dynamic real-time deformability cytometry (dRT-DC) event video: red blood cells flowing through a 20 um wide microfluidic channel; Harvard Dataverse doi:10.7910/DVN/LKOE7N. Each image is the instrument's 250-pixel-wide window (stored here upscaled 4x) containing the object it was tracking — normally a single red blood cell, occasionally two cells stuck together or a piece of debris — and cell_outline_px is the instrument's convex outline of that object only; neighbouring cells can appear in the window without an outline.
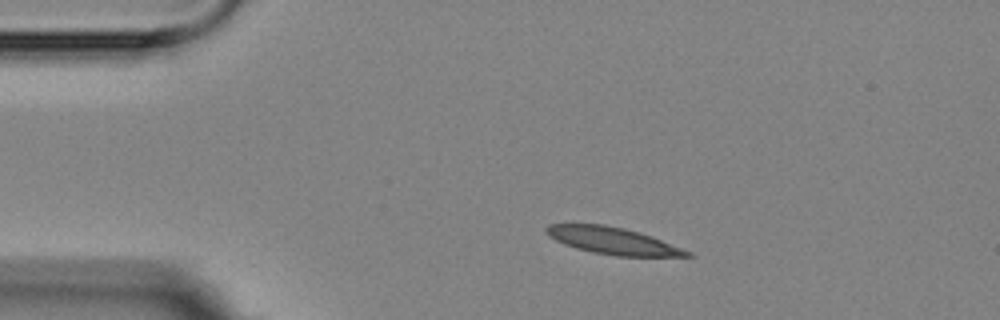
{"species": "Egyptian fruit bat (a non-hibernating species)", "species_latin": "Rousettus aegyptiacus", "temperature_condition": "room temperature", "stored_images_in_passage": 4, "camera_frame_rate_fps": 3000, "um_per_image_px": 0.085, "animal": {"sex": "female"}, "frame": {"image": 1, "passage_image": 2, "time_ms": 1.0, "image_size_px": [1000, 320], "cell_outline_px": [[696, 256], [616, 256], [592, 252], [576, 248], [564, 244], [548, 236], [544, 228], [548, 224], [604, 224], [624, 228], [640, 232], [652, 236], [692, 252]], "centroid_in_image_um": [52.09, 20.46], "position_along_channel_um": 32.9, "area_um2": 22.14}}
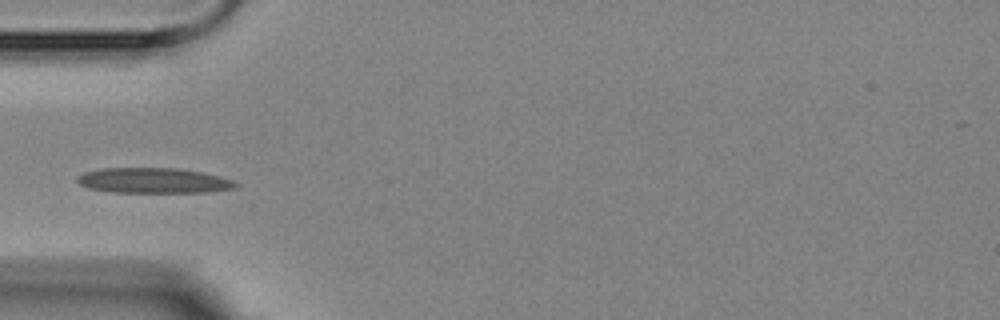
{"frame": {"image": 2, "passage_image": 4, "time_ms": 3.333, "image_size_px": [1000, 320], "cell_outline_px": [[240, 184], [236, 188], [208, 192], [112, 192], [88, 188], [80, 184], [76, 180], [84, 172], [100, 168], [176, 168], [204, 172], [220, 176], [232, 180]], "centroid_in_image_um": [13.09, 15.34], "position_along_channel_um": 71.9, "area_um2": 23.41}}